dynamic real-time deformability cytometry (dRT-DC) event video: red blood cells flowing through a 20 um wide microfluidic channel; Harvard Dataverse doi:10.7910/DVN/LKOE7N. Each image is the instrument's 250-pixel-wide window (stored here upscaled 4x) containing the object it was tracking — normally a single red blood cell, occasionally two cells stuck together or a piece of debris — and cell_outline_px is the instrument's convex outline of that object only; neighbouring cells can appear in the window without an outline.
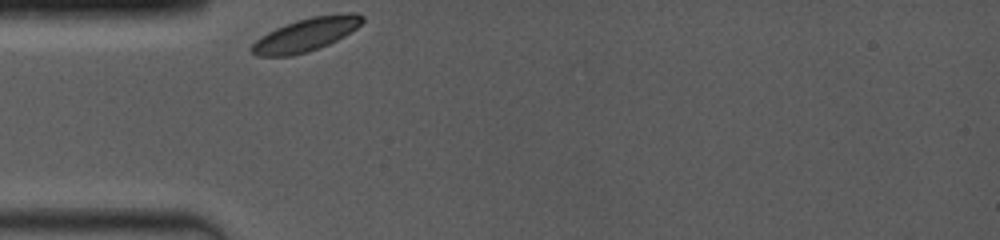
{"species": "common noctule bat (a hibernating species)", "species_latin": "Nyctalus noctula", "temperature_condition": "room temperature", "stored_images_in_passage": 1, "camera_frame_rate_fps": 4000, "um_per_image_px": 0.085, "animal": {"sex": "female", "body_mass_g": 19.0, "forearm_length_mm": 53.3}, "frame": {"image": 1, "passage_image": 1, "time_ms": 0.0, "image_size_px": [1000, 240], "cell_outline_px": [[364, 20], [356, 28], [344, 36], [320, 48], [308, 52], [292, 56], [256, 56], [248, 48], [260, 36], [276, 28], [296, 20], [312, 16], [348, 12], [356, 12], [364, 16]], "centroid_in_image_um": [26.0, 2.94], "position_along_channel_um": 59.0, "area_um2": 21.56}}